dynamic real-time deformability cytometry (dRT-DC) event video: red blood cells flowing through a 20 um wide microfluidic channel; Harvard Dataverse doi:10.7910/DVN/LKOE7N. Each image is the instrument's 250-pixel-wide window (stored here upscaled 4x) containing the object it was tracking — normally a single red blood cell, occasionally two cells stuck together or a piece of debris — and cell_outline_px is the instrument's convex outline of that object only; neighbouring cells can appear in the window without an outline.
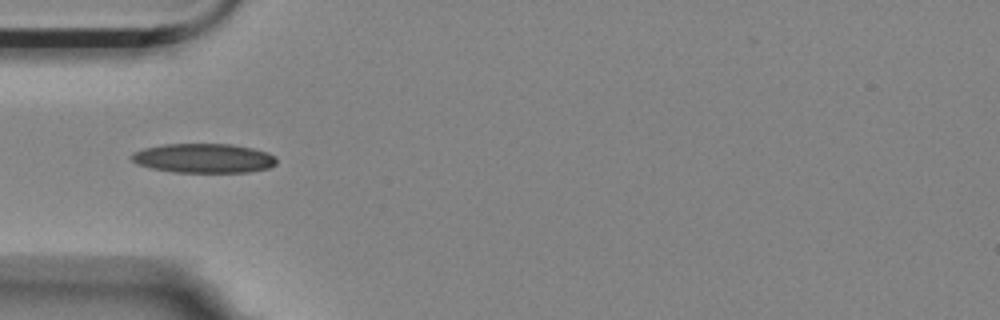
{"species": "Egyptian fruit bat (a non-hibernating species)", "species_latin": "Rousettus aegyptiacus", "temperature_condition": "room temperature", "stored_images_in_passage": 13, "camera_frame_rate_fps": 3000, "um_per_image_px": 0.085, "animal": {"sex": "female"}, "frame": {"image": 1, "passage_image": 1, "time_ms": 0.0, "image_size_px": [1000, 320], "cell_outline_px": [[276, 164], [268, 168], [248, 172], [176, 172], [152, 168], [136, 164], [132, 160], [132, 152], [144, 148], [164, 144], [232, 144], [252, 148], [268, 152], [276, 156]], "centroid_in_image_um": [17.33, 13.44], "position_along_channel_um": 67.7, "area_um2": 24.8}}
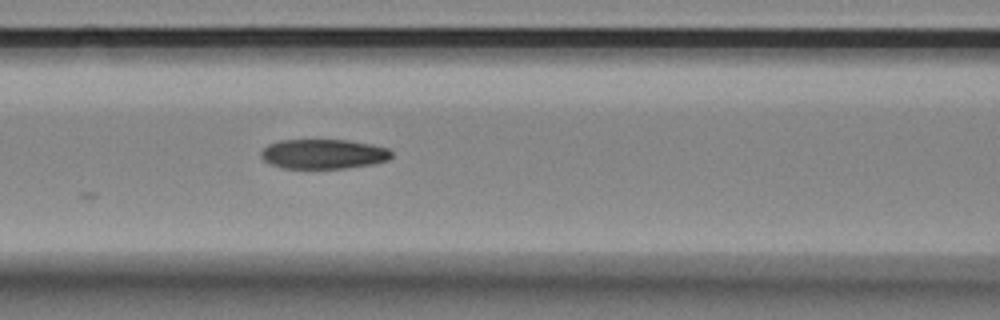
{"frame": {"image": 2, "passage_image": 7, "time_ms": 2.0, "image_size_px": [1000, 320], "cell_outline_px": [[392, 156], [388, 160], [372, 164], [344, 168], [284, 168], [272, 164], [264, 160], [260, 156], [260, 152], [268, 144], [280, 140], [348, 140], [372, 144], [388, 148], [392, 152]], "centroid_in_image_um": [27.5, 13.08], "position_along_channel_um": 139.1, "area_um2": 22.54}}
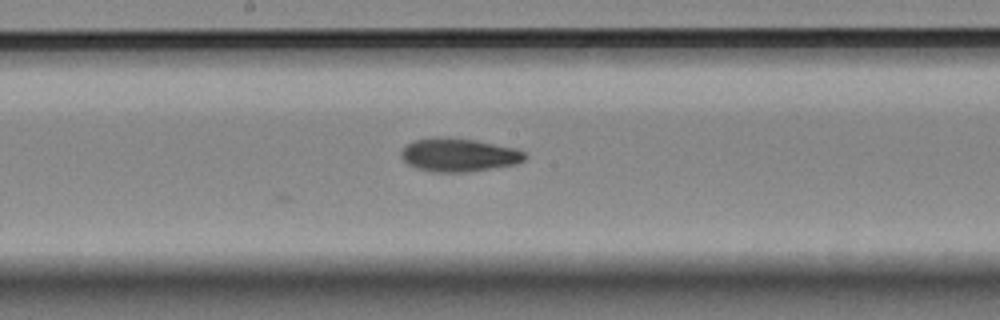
{"frame": {"image": 3, "passage_image": 13, "time_ms": 4.0, "image_size_px": [1000, 320], "cell_outline_px": [[524, 160], [516, 164], [468, 172], [432, 172], [416, 168], [408, 164], [404, 160], [400, 152], [408, 144], [416, 140], [440, 136], [476, 140], [516, 148], [524, 152]], "centroid_in_image_um": [38.99, 13.17], "position_along_channel_um": 209.2, "area_um2": 23.93}}